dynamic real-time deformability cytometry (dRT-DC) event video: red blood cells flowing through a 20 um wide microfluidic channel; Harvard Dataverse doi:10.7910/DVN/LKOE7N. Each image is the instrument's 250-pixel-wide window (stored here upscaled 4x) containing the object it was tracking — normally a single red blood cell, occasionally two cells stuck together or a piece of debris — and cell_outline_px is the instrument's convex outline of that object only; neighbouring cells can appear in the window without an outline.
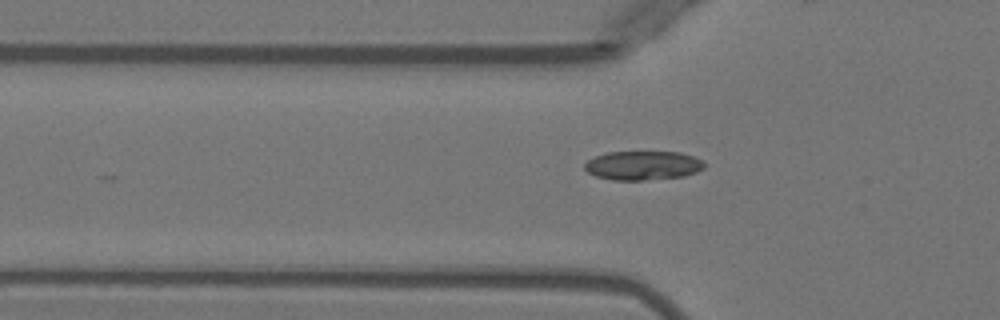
{"species": "Egyptian fruit bat (a non-hibernating species)", "species_latin": "Rousettus aegyptiacus", "temperature_condition": "warm", "stored_images_in_passage": 37, "camera_frame_rate_fps": 3000, "um_per_image_px": 0.085, "animal": {"sex": "female"}, "frame": {"image": 1, "passage_image": 5, "time_ms": 1.333, "image_size_px": [1000, 320], "cell_outline_px": [[704, 168], [696, 172], [684, 176], [644, 180], [612, 180], [596, 176], [588, 172], [584, 168], [584, 164], [588, 160], [596, 156], [608, 152], [680, 152], [704, 160]], "centroid_in_image_um": [54.65, 14.06], "position_along_channel_um": 71.1, "area_um2": 20.23}}
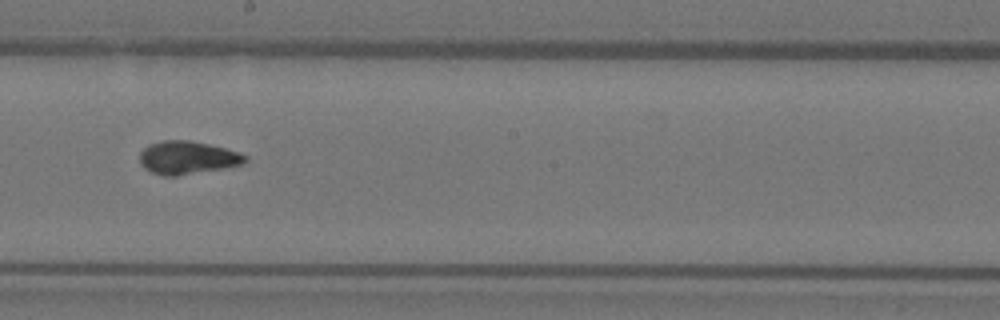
{"frame": {"image": 2, "passage_image": 17, "time_ms": 5.333, "image_size_px": [1000, 320], "cell_outline_px": [[248, 160], [244, 164], [224, 168], [176, 176], [164, 176], [152, 172], [144, 168], [140, 164], [140, 152], [148, 144], [164, 140], [188, 140], [208, 144], [240, 152], [248, 156]], "centroid_in_image_um": [15.94, 13.4], "position_along_channel_um": 232.3, "area_um2": 20.4}}
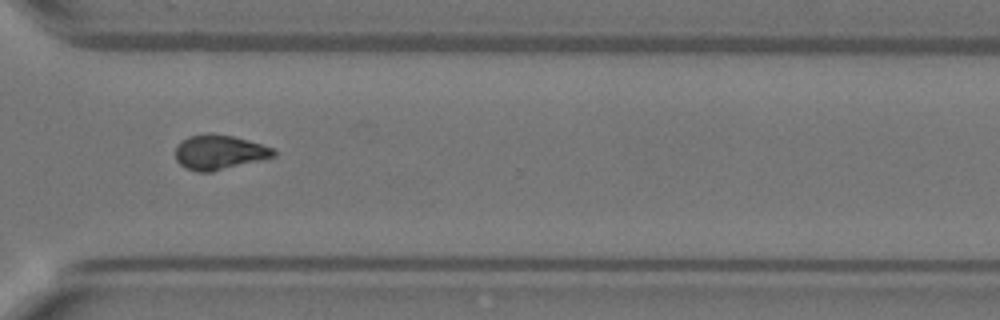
{"frame": {"image": 3, "passage_image": 26, "time_ms": 8.333, "image_size_px": [1000, 320], "cell_outline_px": [[276, 156], [212, 172], [196, 172], [184, 168], [176, 160], [176, 144], [180, 140], [188, 136], [208, 132], [232, 136], [248, 140], [272, 148], [276, 152]], "centroid_in_image_um": [18.58, 12.93], "position_along_channel_um": 352.0, "area_um2": 20.0}, "authors_computed_cell_mechanics": {"area_um2": 19.941, "velocity_mm_per_s": 3.9869, "shape_relaxation_time_tau1_ms": null, "shape_relaxation_time_tau2_ms": 1.2238, "deformation_change_tau1": null, "deformation_change_tau2": 0.0486}}